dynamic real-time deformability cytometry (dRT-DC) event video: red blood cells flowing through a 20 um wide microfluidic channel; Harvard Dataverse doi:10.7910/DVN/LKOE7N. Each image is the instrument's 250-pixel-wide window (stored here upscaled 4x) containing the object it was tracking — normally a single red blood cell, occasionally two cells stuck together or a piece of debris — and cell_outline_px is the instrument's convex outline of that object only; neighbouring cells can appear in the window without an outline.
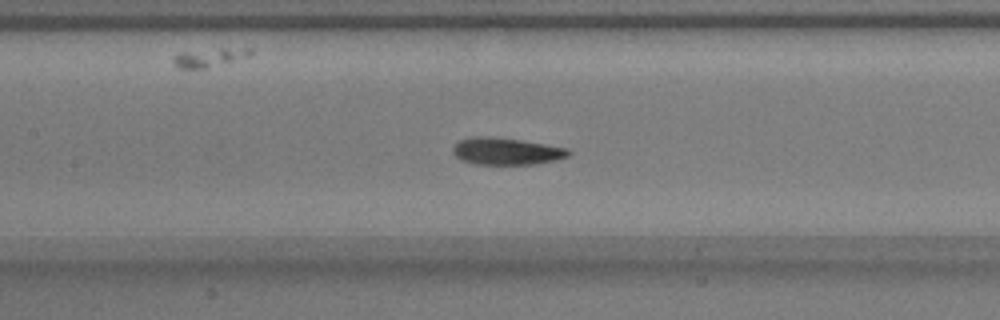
{"species": "common noctule bat (a hibernating species)", "species_latin": "Nyctalus noctula", "temperature_condition": "warm", "stored_images_in_passage": 41, "camera_frame_rate_fps": 3000, "um_per_image_px": 0.085, "animal": {"sex": "male", "body_mass_g": 17.9}, "frame": {"image": 1, "passage_image": 12, "time_ms": 3.667, "image_size_px": [1000, 320], "cell_outline_px": [[572, 152], [568, 156], [556, 160], [536, 164], [472, 164], [460, 160], [452, 152], [452, 148], [460, 140], [476, 136], [488, 136], [520, 140], [568, 148]], "centroid_in_image_um": [43.03, 12.86], "position_along_channel_um": 164.4, "area_um2": 18.21}}
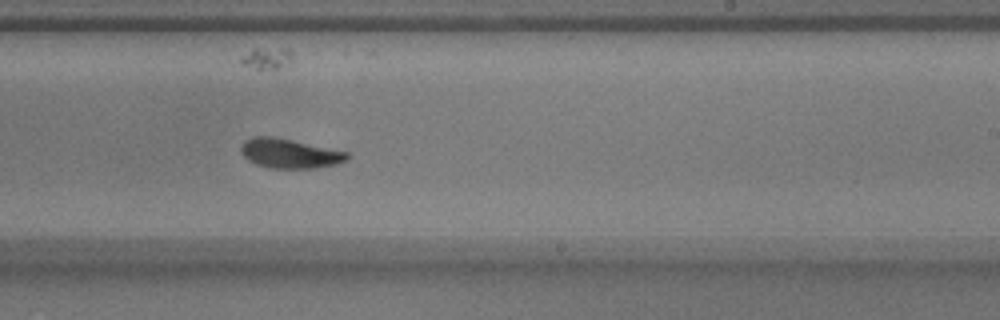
{"frame": {"image": 2, "passage_image": 20, "time_ms": 6.333, "image_size_px": [1000, 320], "cell_outline_px": [[352, 156], [348, 160], [336, 164], [316, 168], [272, 168], [256, 164], [248, 160], [240, 152], [240, 148], [244, 140], [252, 136], [272, 136], [348, 152]], "centroid_in_image_um": [24.62, 13.04], "position_along_channel_um": 264.4, "area_um2": 18.26}}
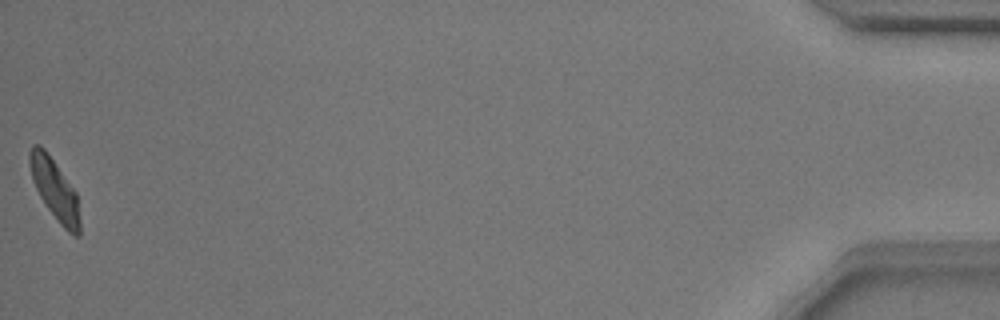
{"frame": {"image": 3, "passage_image": 41, "time_ms": 13.333, "image_size_px": [1000, 320], "cell_outline_px": [[80, 236], [72, 236], [60, 224], [44, 204], [32, 180], [28, 164], [28, 152], [32, 144], [40, 144], [44, 148], [76, 192], [80, 220]], "centroid_in_image_um": [4.63, 16.1], "position_along_channel_um": 430.6, "area_um2": 17.86}, "authors_computed_cell_mechanics": {"area_um2": 18.207, "velocity_mm_per_s": 3.7695, "shape_relaxation_time_tau1_ms": 2.5646, "shape_relaxation_time_tau2_ms": 2.5287, "deformation_change_tau1": 0.142, "deformation_change_tau2": 0.0913}}